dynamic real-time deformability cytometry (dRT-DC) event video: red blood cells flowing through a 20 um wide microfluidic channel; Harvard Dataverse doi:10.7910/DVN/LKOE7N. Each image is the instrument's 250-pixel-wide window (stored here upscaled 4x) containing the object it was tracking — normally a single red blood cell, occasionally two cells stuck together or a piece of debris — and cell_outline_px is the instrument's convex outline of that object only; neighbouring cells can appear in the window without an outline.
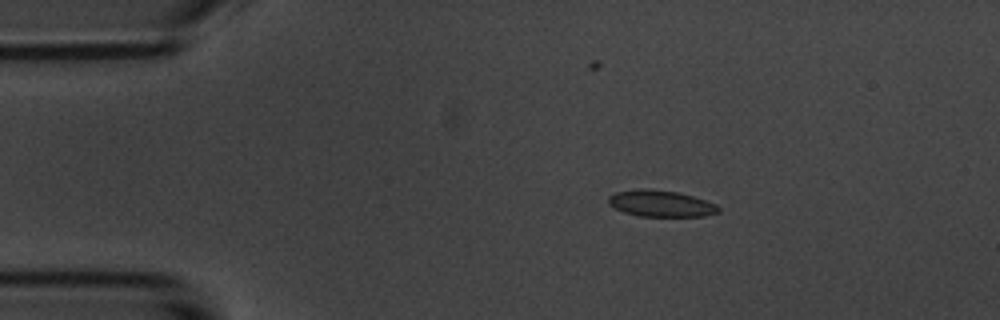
{"species": "common noctule bat (a hibernating species)", "species_latin": "Nyctalus noctula", "temperature_condition": "room temperature", "stored_images_in_passage": 4, "camera_frame_rate_fps": 3000, "um_per_image_px": 0.085, "animal": {"sex": "male", "body_mass_g": 20.1, "forearm_length_mm": 53.5}, "frame": {"image": 1, "passage_image": 2, "time_ms": 2.333, "image_size_px": [1000, 320], "cell_outline_px": [[720, 212], [704, 216], [640, 216], [624, 212], [608, 204], [608, 196], [616, 192], [644, 188], [676, 192], [692, 196], [716, 204], [720, 208]], "centroid_in_image_um": [56.17, 17.3], "position_along_channel_um": 28.8, "area_um2": 16.76}}